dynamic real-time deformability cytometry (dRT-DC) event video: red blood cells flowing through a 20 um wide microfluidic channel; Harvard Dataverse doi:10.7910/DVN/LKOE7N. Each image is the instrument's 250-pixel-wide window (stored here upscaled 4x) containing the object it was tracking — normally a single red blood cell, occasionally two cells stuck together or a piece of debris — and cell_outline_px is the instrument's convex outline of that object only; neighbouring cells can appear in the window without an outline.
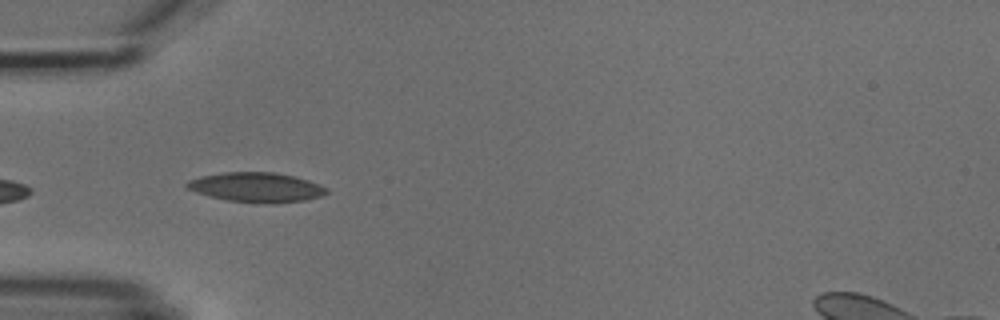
{"species": "common noctule bat (a hibernating species)", "species_latin": "Nyctalus noctula", "temperature_condition": "cold", "stored_images_in_passage": 5, "camera_frame_rate_fps": 3000, "um_per_image_px": 0.085, "animal": {"sex": "male", "body_mass_g": 18.8}, "frame": {"image": 1, "passage_image": 4, "time_ms": 3.667, "image_size_px": [1000, 320], "cell_outline_px": [[328, 192], [320, 196], [304, 200], [276, 204], [264, 204], [228, 200], [196, 192], [188, 188], [184, 184], [188, 180], [200, 176], [224, 172], [276, 172], [308, 180], [328, 188]], "centroid_in_image_um": [21.8, 15.92], "position_along_channel_um": 63.2, "area_um2": 24.1}}
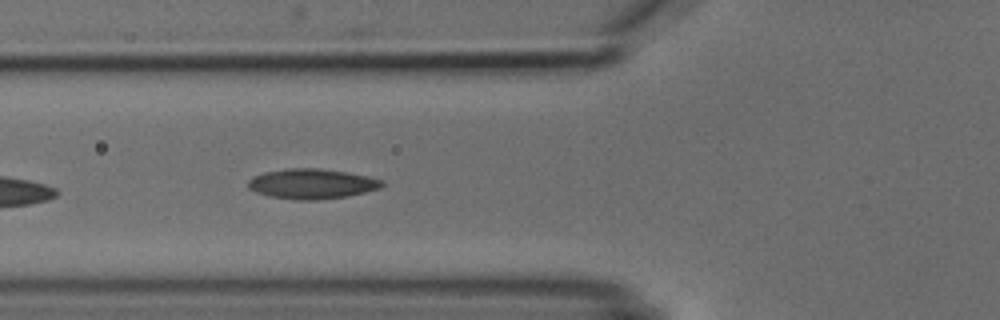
{"frame": {"image": 2, "passage_image": 5, "time_ms": 4.667, "image_size_px": [1000, 320], "cell_outline_px": [[384, 184], [380, 188], [348, 196], [316, 200], [296, 200], [268, 196], [256, 192], [248, 188], [248, 180], [252, 176], [264, 172], [284, 168], [320, 168], [348, 172], [368, 176], [384, 180]], "centroid_in_image_um": [26.49, 15.61], "position_along_channel_um": 99.3, "area_um2": 23.7}}